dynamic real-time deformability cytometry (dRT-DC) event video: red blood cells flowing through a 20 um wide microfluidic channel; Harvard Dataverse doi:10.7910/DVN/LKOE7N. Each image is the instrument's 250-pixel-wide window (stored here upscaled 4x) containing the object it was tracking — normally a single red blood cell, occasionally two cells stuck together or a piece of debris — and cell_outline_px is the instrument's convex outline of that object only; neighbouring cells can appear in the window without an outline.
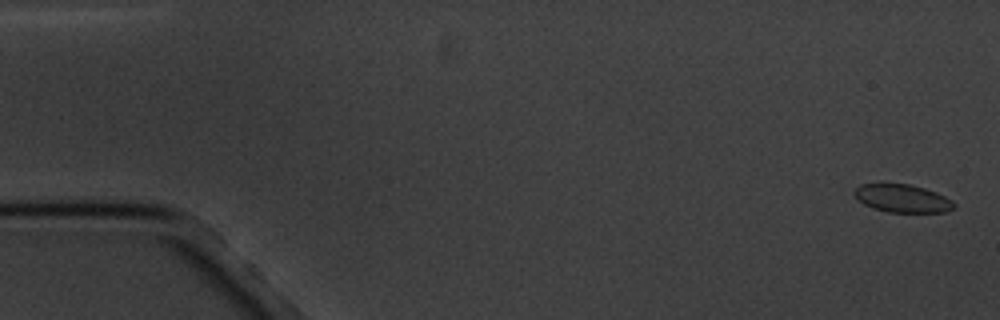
{"species": "common noctule bat (a hibernating species)", "species_latin": "Nyctalus noctula", "temperature_condition": "cold", "stored_images_in_passage": 5, "camera_frame_rate_fps": 3000, "um_per_image_px": 0.085, "animal": {"sex": "male", "body_mass_g": 20.1, "forearm_length_mm": 53.5}, "frame": {"image": 1, "passage_image": 1, "time_ms": 0.0, "image_size_px": [1000, 320], "cell_outline_px": [[956, 208], [944, 212], [888, 212], [872, 208], [864, 204], [852, 192], [860, 184], [880, 180], [908, 184], [924, 188], [936, 192], [952, 200], [956, 204]], "centroid_in_image_um": [76.66, 16.82], "position_along_channel_um": 8.3, "area_um2": 16.88}}
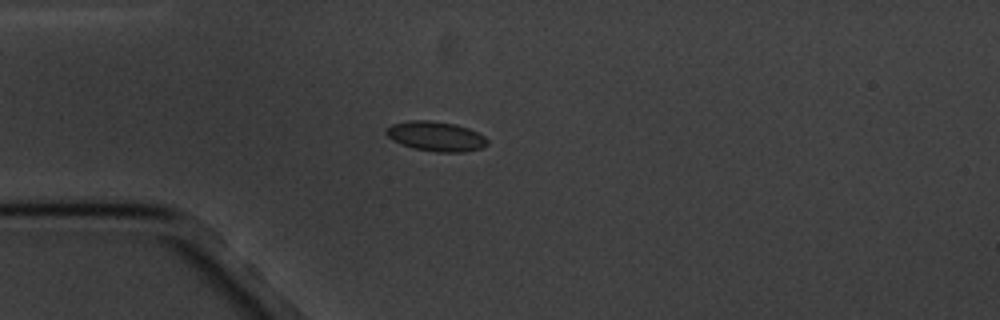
{"frame": {"image": 2, "passage_image": 5, "time_ms": 4.667, "image_size_px": [1000, 320], "cell_outline_px": [[488, 144], [480, 148], [464, 152], [436, 152], [412, 148], [400, 144], [392, 140], [384, 132], [392, 124], [408, 120], [428, 120], [456, 124], [468, 128], [484, 136], [488, 140]], "centroid_in_image_um": [37.03, 11.59], "position_along_channel_um": 48.0, "area_um2": 17.57}}